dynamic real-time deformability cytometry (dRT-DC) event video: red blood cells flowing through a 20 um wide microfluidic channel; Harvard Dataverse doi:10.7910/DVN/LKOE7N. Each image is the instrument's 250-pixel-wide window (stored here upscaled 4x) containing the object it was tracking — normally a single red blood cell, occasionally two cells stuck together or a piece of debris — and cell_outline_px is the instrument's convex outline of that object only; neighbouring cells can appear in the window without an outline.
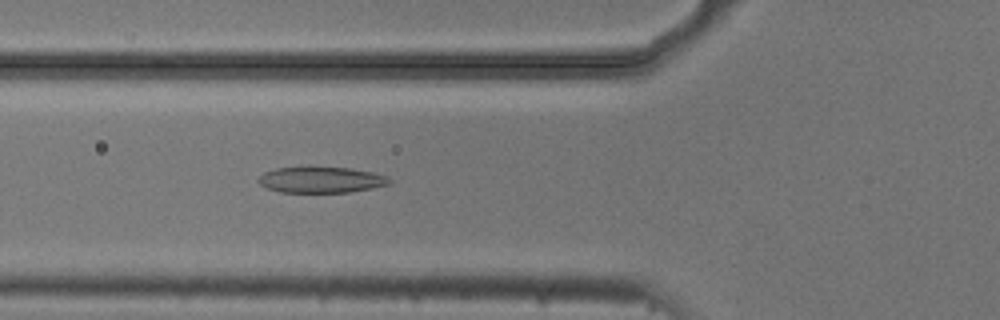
{"species": "common noctule bat (a hibernating species)", "species_latin": "Nyctalus noctula", "temperature_condition": "cold", "stored_images_in_passage": 5, "camera_frame_rate_fps": 3000, "um_per_image_px": 0.085, "animal": {"sex": "male", "body_mass_g": 20.5, "forearm_length_mm": 52.5}, "frame": {"image": 1, "passage_image": 5, "time_ms": 1.333, "image_size_px": [1000, 320], "cell_outline_px": [[392, 184], [372, 188], [348, 192], [280, 192], [268, 188], [260, 184], [256, 180], [264, 172], [276, 168], [352, 168], [372, 172], [388, 176], [392, 180]], "centroid_in_image_um": [27.34, 15.29], "position_along_channel_um": 98.5, "area_um2": 19.65}}